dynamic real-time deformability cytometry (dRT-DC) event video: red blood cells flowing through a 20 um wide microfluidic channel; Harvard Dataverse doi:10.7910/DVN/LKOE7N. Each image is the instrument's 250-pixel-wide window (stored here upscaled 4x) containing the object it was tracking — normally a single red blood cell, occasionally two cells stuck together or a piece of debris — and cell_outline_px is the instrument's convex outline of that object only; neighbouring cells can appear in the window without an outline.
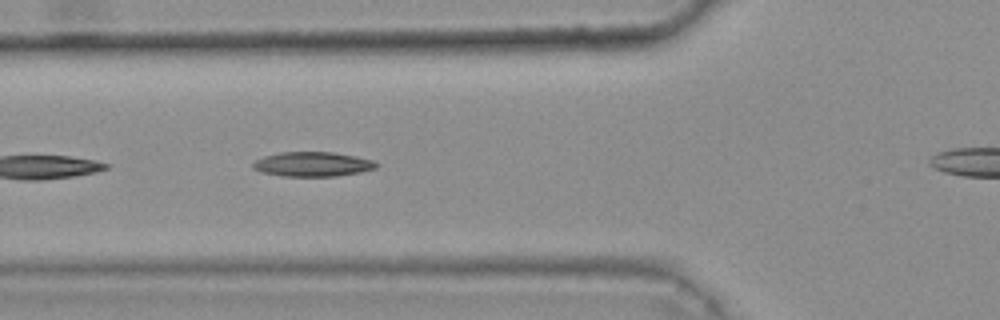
{"species": "common noctule bat (a hibernating species)", "species_latin": "Nyctalus noctula", "temperature_condition": "warm", "stored_images_in_passage": 12, "camera_frame_rate_fps": 3000, "um_per_image_px": 0.085, "animal": {"sex": "female", "body_mass_g": 25.1}, "frame": {"image": 1, "passage_image": 9, "time_ms": 2.667, "image_size_px": [1000, 320], "cell_outline_px": [[380, 164], [376, 168], [360, 172], [336, 176], [284, 176], [260, 172], [252, 168], [252, 164], [256, 160], [264, 156], [280, 152], [332, 152], [356, 156], [372, 160]], "centroid_in_image_um": [26.57, 13.95], "position_along_channel_um": 99.2, "area_um2": 17.69}}